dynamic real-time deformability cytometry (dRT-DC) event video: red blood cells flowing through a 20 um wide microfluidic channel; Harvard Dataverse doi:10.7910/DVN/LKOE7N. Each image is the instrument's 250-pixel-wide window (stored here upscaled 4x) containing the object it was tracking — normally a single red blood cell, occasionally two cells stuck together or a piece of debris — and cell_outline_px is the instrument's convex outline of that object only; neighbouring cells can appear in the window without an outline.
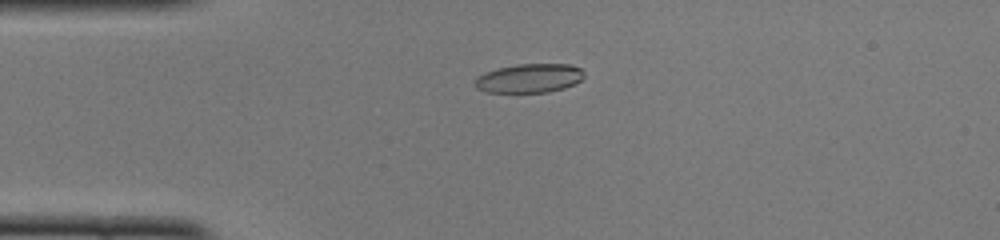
{"species": "common noctule bat (a hibernating species)", "species_latin": "Nyctalus noctula", "temperature_condition": "cold", "stored_images_in_passage": 50, "camera_frame_rate_fps": 3000, "um_per_image_px": 0.085, "animal": {"sex": "female", "body_mass_g": 22.0, "forearm_length_mm": 56.7}, "frame": {"image": 1, "passage_image": 12, "time_ms": 3.667, "image_size_px": [1000, 240], "cell_outline_px": [[584, 76], [580, 80], [564, 88], [548, 92], [484, 92], [476, 88], [472, 84], [472, 80], [476, 76], [484, 72], [496, 68], [516, 64], [568, 64], [580, 68], [584, 72]], "centroid_in_image_um": [44.9, 6.65], "position_along_channel_um": 40.1, "area_um2": 18.67}}
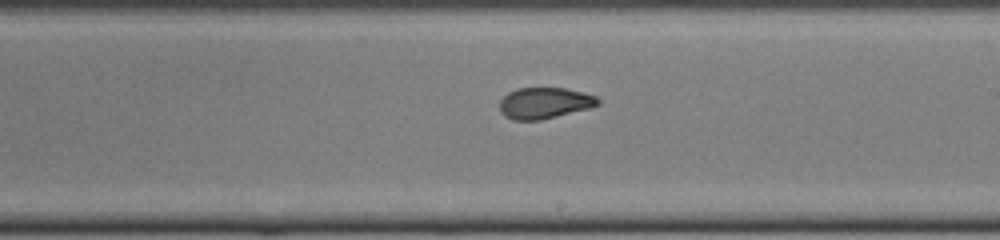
{"frame": {"image": 2, "passage_image": 29, "time_ms": 9.333, "image_size_px": [1000, 240], "cell_outline_px": [[600, 104], [588, 108], [540, 120], [512, 120], [504, 116], [500, 112], [500, 100], [508, 92], [516, 88], [564, 88], [596, 96], [600, 100]], "centroid_in_image_um": [46.24, 8.76], "position_along_channel_um": 242.8, "area_um2": 17.74}}
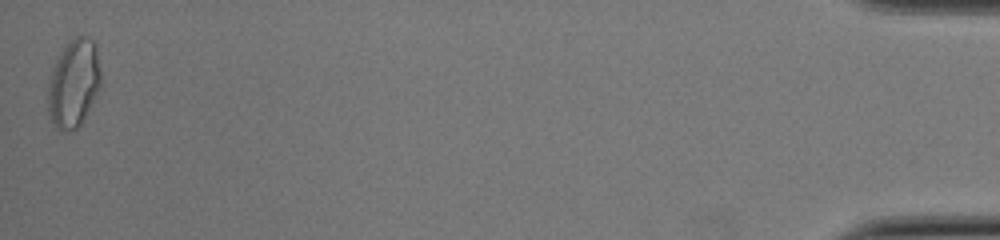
{"frame": {"image": 3, "passage_image": 50, "time_ms": 16.333, "image_size_px": [1000, 240], "cell_outline_px": [[100, 84], [96, 96], [80, 124], [76, 128], [68, 132], [60, 132], [56, 128], [48, 112], [48, 76], [56, 56], [76, 36], [88, 36], [96, 44], [100, 72]], "centroid_in_image_um": [6.23, 7.08], "position_along_channel_um": 429.0, "area_um2": 27.22}, "authors_computed_cell_mechanics": {"area_um2": 18.4382, "velocity_mm_per_s": 3.9934, "shape_relaxation_time_tau1_ms": null, "shape_relaxation_time_tau2_ms": 1.3603, "deformation_change_tau1": null, "deformation_change_tau2": 0.0641}}